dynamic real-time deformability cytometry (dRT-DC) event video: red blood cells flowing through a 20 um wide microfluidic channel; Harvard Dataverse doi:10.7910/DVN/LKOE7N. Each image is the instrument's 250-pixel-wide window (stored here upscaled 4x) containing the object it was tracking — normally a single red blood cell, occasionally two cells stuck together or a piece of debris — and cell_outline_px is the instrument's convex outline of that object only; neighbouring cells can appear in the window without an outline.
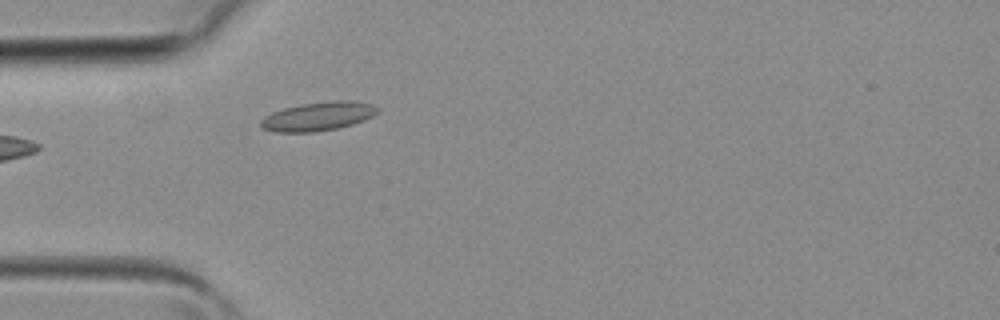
{"species": "common noctule bat (a hibernating species)", "species_latin": "Nyctalus noctula", "temperature_condition": "room temperature", "stored_images_in_passage": 3, "camera_frame_rate_fps": 3000, "um_per_image_px": 0.085, "animal": {"sex": "female", "body_mass_g": 19.3, "forearm_length_mm": 54.1}, "frame": {"image": 1, "passage_image": 3, "time_ms": 0.667, "image_size_px": [1000, 320], "cell_outline_px": [[380, 108], [372, 116], [364, 120], [352, 124], [336, 128], [312, 132], [276, 132], [264, 128], [260, 124], [260, 120], [264, 116], [272, 112], [284, 108], [300, 104], [332, 100], [352, 100], [372, 104]], "centroid_in_image_um": [27.04, 9.87], "position_along_channel_um": 58.0, "area_um2": 19.54}}